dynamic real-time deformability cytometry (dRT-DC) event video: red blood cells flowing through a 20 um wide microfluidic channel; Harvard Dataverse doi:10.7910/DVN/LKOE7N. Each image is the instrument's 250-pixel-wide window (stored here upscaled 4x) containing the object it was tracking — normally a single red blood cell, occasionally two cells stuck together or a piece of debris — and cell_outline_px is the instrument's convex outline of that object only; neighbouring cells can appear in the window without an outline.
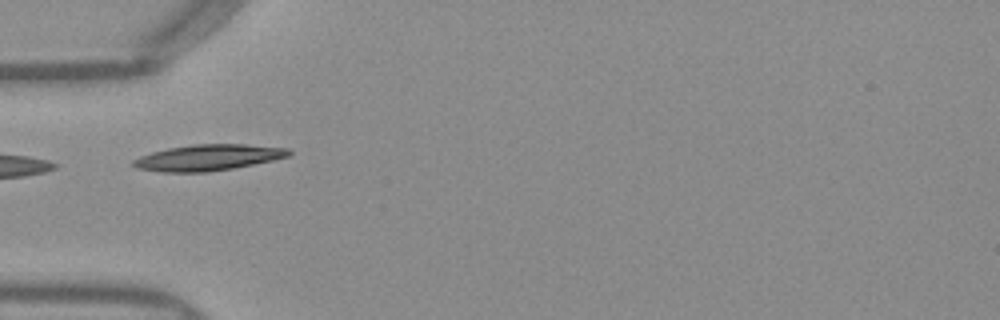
{"species": "Egyptian fruit bat (a non-hibernating species)", "species_latin": "Rousettus aegyptiacus", "temperature_condition": "warm", "stored_images_in_passage": 11, "camera_frame_rate_fps": 3000, "um_per_image_px": 0.085, "frame": {"image": 1, "passage_image": 1, "time_ms": 0.0, "image_size_px": [1000, 320], "cell_outline_px": [[292, 152], [288, 156], [272, 160], [232, 168], [208, 172], [164, 172], [136, 168], [132, 164], [132, 160], [140, 156], [152, 152], [168, 148], [192, 144], [244, 144], [288, 148]], "centroid_in_image_um": [17.66, 13.39], "position_along_channel_um": 67.3, "area_um2": 23.47}}
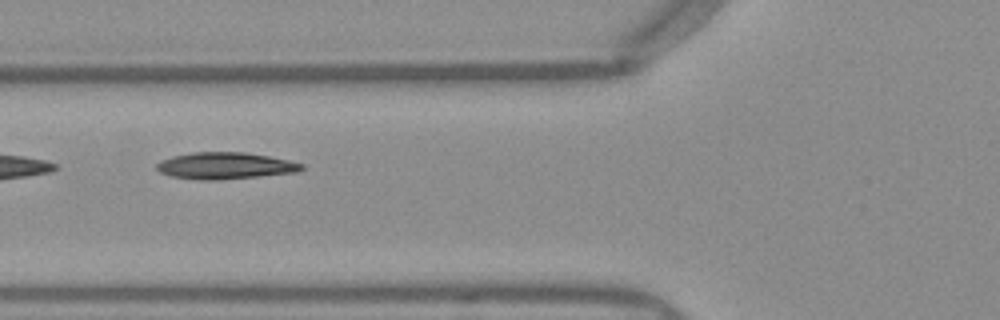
{"frame": {"image": 2, "passage_image": 4, "time_ms": 1.0, "image_size_px": [1000, 320], "cell_outline_px": [[304, 168], [296, 172], [260, 176], [216, 180], [200, 180], [172, 176], [160, 172], [156, 168], [156, 164], [160, 160], [172, 156], [192, 152], [244, 152], [268, 156], [288, 160], [304, 164]], "centroid_in_image_um": [19.12, 14.08], "position_along_channel_um": 106.7, "area_um2": 22.48}}